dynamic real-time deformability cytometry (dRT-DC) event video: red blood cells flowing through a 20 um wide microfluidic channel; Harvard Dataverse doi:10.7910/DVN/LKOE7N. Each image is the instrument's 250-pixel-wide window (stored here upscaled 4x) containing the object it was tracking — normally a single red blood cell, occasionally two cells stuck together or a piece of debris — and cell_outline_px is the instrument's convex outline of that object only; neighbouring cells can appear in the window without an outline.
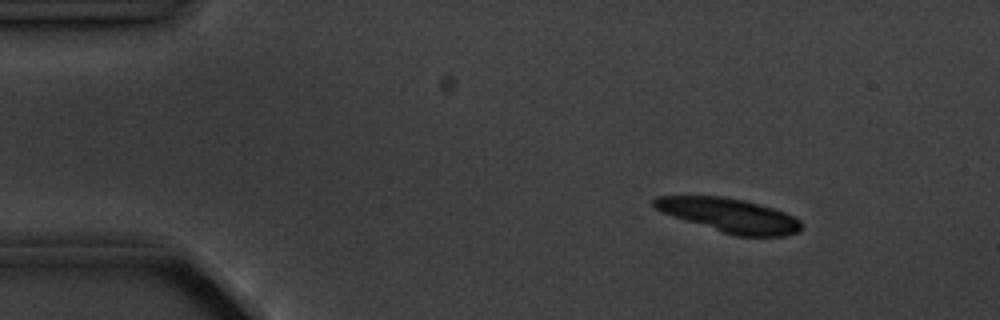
{"species": "common noctule bat (a hibernating species)", "species_latin": "Nyctalus noctula", "temperature_condition": "cold", "stored_images_in_passage": 9, "camera_frame_rate_fps": 3000, "um_per_image_px": 0.085, "animal": {"sex": "male", "body_mass_g": 20.1, "forearm_length_mm": 53.5}, "frame": {"image": 1, "passage_image": 1, "time_ms": 0.0, "image_size_px": [1000, 320], "cell_outline_px": [[804, 224], [796, 232], [788, 236], [736, 236], [684, 220], [664, 212], [656, 208], [652, 204], [652, 200], [656, 196], [724, 196], [744, 200], [772, 208], [784, 212], [800, 220]], "centroid_in_image_um": [62.02, 18.3], "position_along_channel_um": 23.0, "area_um2": 28.84}}